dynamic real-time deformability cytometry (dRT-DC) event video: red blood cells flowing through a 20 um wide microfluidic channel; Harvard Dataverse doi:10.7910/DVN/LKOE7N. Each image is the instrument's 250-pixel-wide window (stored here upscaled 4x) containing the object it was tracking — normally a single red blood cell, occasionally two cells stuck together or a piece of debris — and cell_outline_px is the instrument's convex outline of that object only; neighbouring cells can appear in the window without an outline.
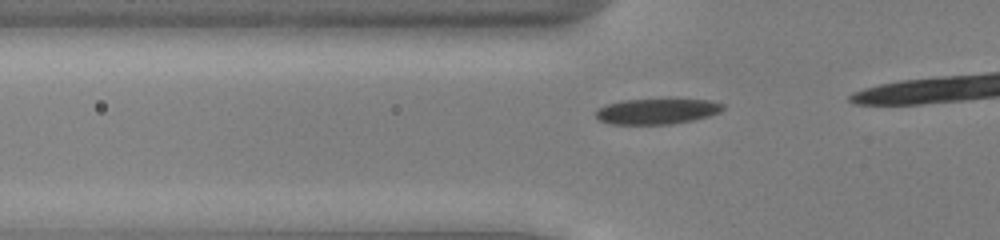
{"species": "common noctule bat (a hibernating species)", "species_latin": "Nyctalus noctula", "temperature_condition": "cold", "stored_images_in_passage": 19, "camera_frame_rate_fps": 3000, "um_per_image_px": 0.085, "animal": {"sex": "male", "body_mass_g": 13.0, "forearm_length_mm": 53.1}, "frame": {"image": 1, "passage_image": 14, "time_ms": 4.333, "image_size_px": [1000, 240], "cell_outline_px": [[724, 108], [720, 112], [708, 116], [692, 120], [672, 124], [612, 124], [600, 120], [596, 116], [596, 108], [604, 104], [620, 100], [708, 100], [724, 104]], "centroid_in_image_um": [55.79, 9.46], "position_along_channel_um": 70.0, "area_um2": 18.79}}